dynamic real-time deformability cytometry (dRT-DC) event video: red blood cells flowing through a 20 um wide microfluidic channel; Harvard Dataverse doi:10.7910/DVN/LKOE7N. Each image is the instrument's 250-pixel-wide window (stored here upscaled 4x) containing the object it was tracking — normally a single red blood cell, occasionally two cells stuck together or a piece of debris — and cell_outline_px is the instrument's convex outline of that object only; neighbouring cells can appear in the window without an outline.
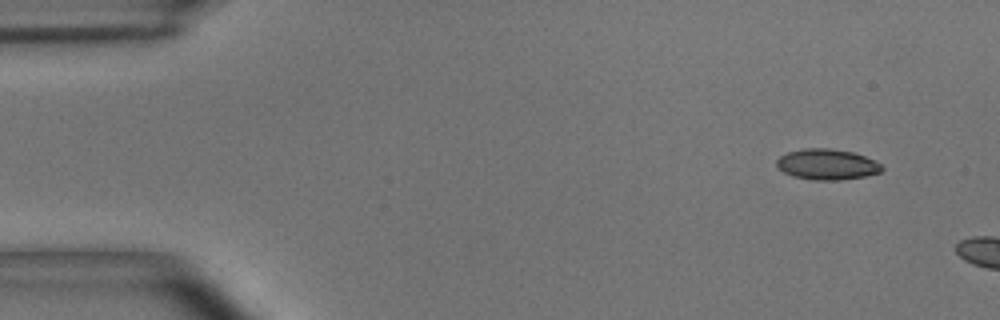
{"species": "common noctule bat (a hibernating species)", "species_latin": "Nyctalus noctula", "temperature_condition": "room temperature", "stored_images_in_passage": 2, "camera_frame_rate_fps": 3000, "um_per_image_px": 0.085, "animal": {"sex": "male", "body_mass_g": 15.6}, "frame": {"image": 1, "passage_image": 1, "time_ms": 0.0, "image_size_px": [1000, 320], "cell_outline_px": [[884, 168], [880, 172], [864, 176], [836, 180], [812, 180], [792, 176], [776, 168], [776, 160], [780, 156], [788, 152], [804, 148], [828, 148], [852, 152], [864, 156], [880, 164]], "centroid_in_image_um": [70.24, 13.97], "position_along_channel_um": 14.8, "area_um2": 18.73}}